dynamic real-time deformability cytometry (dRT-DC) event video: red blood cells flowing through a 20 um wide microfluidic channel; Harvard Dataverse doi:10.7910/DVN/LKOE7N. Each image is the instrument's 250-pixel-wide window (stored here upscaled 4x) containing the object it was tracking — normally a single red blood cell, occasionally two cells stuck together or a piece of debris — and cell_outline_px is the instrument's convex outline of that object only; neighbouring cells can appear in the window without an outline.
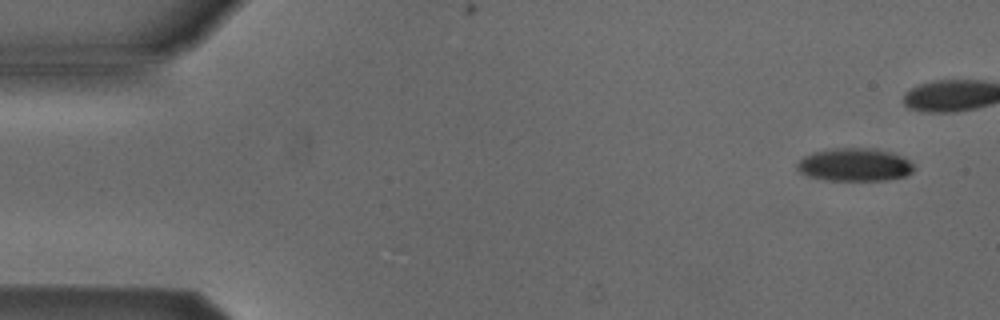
{"species": "Egyptian fruit bat (a non-hibernating species)", "species_latin": "Rousettus aegyptiacus", "temperature_condition": "cold", "stored_images_in_passage": 40, "camera_frame_rate_fps": 3000, "um_per_image_px": 0.085, "animal": {"sex": "male"}, "frame": {"image": 1, "passage_image": 1, "time_ms": 0.0, "image_size_px": [1000, 320], "cell_outline_px": [[916, 168], [912, 172], [904, 176], [888, 180], [824, 180], [808, 176], [800, 172], [796, 168], [796, 164], [804, 156], [812, 152], [836, 148], [876, 148], [892, 152], [908, 160]], "centroid_in_image_um": [72.64, 14.0], "position_along_channel_um": 12.4, "area_um2": 22.54}}
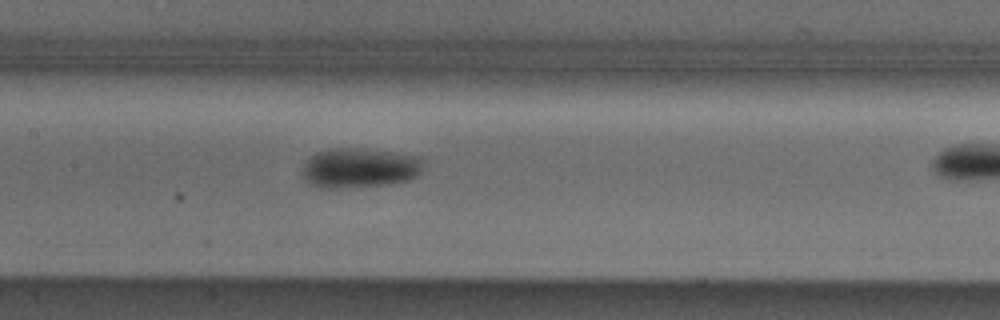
{"frame": {"image": 2, "passage_image": 23, "time_ms": 7.333, "image_size_px": [1000, 320], "cell_outline_px": [[420, 172], [416, 176], [408, 180], [388, 184], [336, 188], [320, 188], [304, 180], [300, 172], [304, 160], [308, 156], [316, 152], [328, 148], [356, 148], [420, 156]], "centroid_in_image_um": [30.44, 14.27], "position_along_channel_um": 177.0, "area_um2": 28.09}}
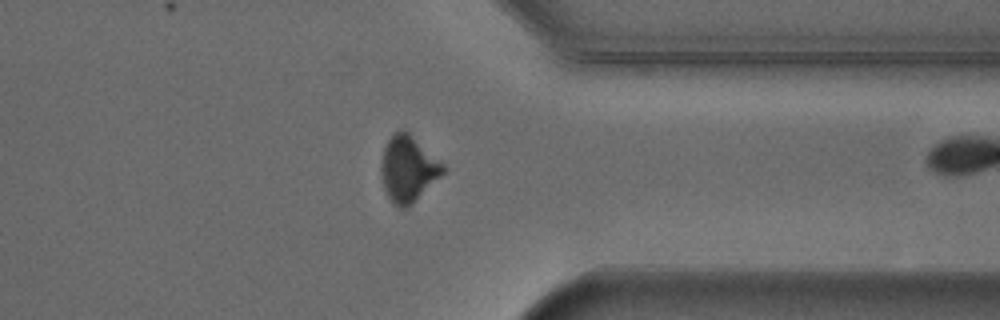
{"frame": {"image": 3, "passage_image": 39, "time_ms": 12.667, "image_size_px": [1000, 320], "cell_outline_px": [[448, 168], [408, 208], [400, 208], [392, 204], [384, 188], [380, 172], [380, 164], [384, 148], [388, 140], [400, 128], [404, 128], [444, 164]], "centroid_in_image_um": [34.68, 14.35], "position_along_channel_um": 376.7, "area_um2": 23.81}}